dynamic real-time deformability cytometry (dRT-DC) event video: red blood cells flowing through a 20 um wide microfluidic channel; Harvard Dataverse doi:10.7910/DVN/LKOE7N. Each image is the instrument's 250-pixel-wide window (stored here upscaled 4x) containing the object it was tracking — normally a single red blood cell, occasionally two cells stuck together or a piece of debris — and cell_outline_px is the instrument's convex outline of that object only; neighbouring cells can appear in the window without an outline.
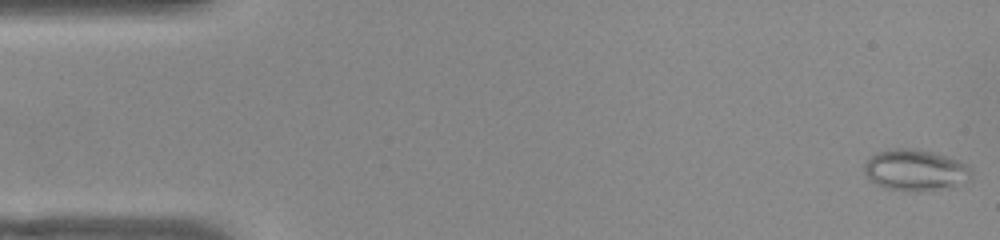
{"species": "common noctule bat (a hibernating species)", "species_latin": "Nyctalus noctula", "temperature_condition": "warm", "stored_images_in_passage": 53, "camera_frame_rate_fps": 3000, "um_per_image_px": 0.085, "animal": {"sex": "female", "body_mass_g": 22.0, "forearm_length_mm": 56.7}, "frame": {"image": 1, "passage_image": 1, "time_ms": 0.0, "image_size_px": [1000, 240], "cell_outline_px": [[972, 176], [968, 180], [952, 188], [920, 192], [904, 192], [884, 188], [872, 180], [864, 172], [864, 164], [876, 152], [892, 148], [912, 148], [936, 152], [960, 160], [972, 168]], "centroid_in_image_um": [77.86, 14.47], "position_along_channel_um": 7.1, "area_um2": 26.41}}
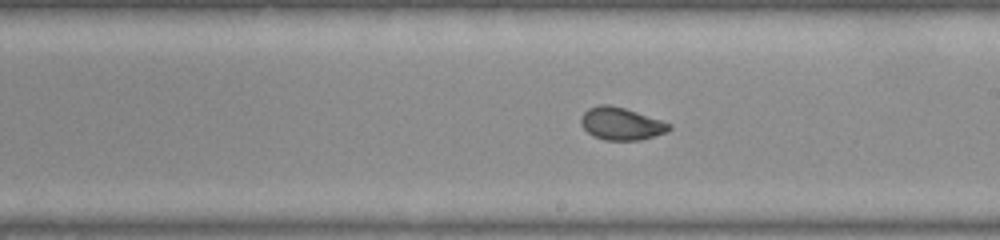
{"frame": {"image": 2, "passage_image": 29, "time_ms": 9.333, "image_size_px": [1000, 240], "cell_outline_px": [[672, 128], [668, 132], [640, 140], [604, 140], [592, 136], [580, 124], [580, 116], [588, 108], [600, 104], [608, 104], [624, 108], [672, 124]], "centroid_in_image_um": [52.78, 10.52], "position_along_channel_um": 236.2, "area_um2": 16.76}}
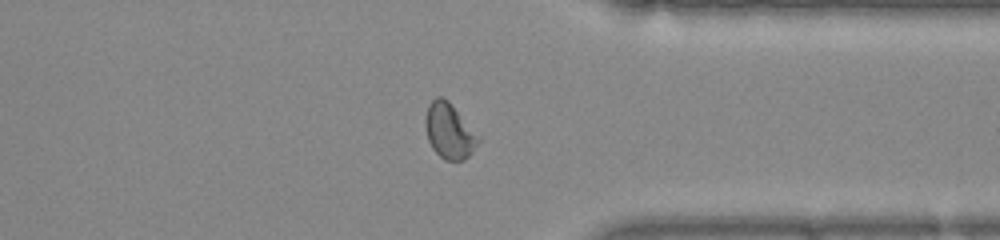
{"frame": {"image": 3, "passage_image": 40, "time_ms": 13.0, "image_size_px": [1000, 240], "cell_outline_px": [[480, 140], [472, 152], [464, 160], [444, 160], [432, 148], [428, 140], [424, 124], [424, 120], [428, 104], [436, 96], [440, 96], [448, 100], [480, 136]], "centroid_in_image_um": [38.18, 11.12], "position_along_channel_um": 373.2, "area_um2": 17.17}, "authors_computed_cell_mechanics": {"area_um2": 18.1492, "velocity_mm_per_s": 3.8764, "shape_relaxation_time_tau1_ms": null, "shape_relaxation_time_tau2_ms": 0.7237, "deformation_change_tau1": null, "deformation_change_tau2": 0.0537}}